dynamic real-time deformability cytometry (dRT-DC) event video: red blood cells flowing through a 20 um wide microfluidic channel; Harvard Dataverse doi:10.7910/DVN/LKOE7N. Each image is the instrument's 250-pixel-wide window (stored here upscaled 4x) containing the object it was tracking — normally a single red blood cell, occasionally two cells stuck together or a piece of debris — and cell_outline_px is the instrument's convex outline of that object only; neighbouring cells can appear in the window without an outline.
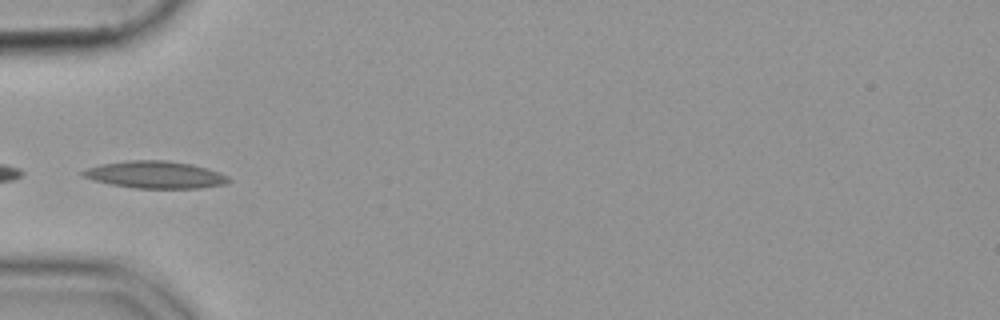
{"species": "common noctule bat (a hibernating species)", "species_latin": "Nyctalus noctula", "temperature_condition": "cold", "stored_images_in_passage": 29, "camera_frame_rate_fps": 3000, "um_per_image_px": 0.085, "animal": {"sex": "female", "body_mass_g": 19.9}, "frame": {"image": 1, "passage_image": 1, "time_ms": 0.0, "image_size_px": [1000, 320], "cell_outline_px": [[232, 180], [224, 184], [200, 188], [136, 188], [112, 184], [92, 180], [84, 176], [80, 172], [88, 168], [100, 164], [128, 160], [168, 160], [192, 164], [208, 168], [220, 172], [228, 176]], "centroid_in_image_um": [13.23, 14.84], "position_along_channel_um": 71.8, "area_um2": 23.12}}
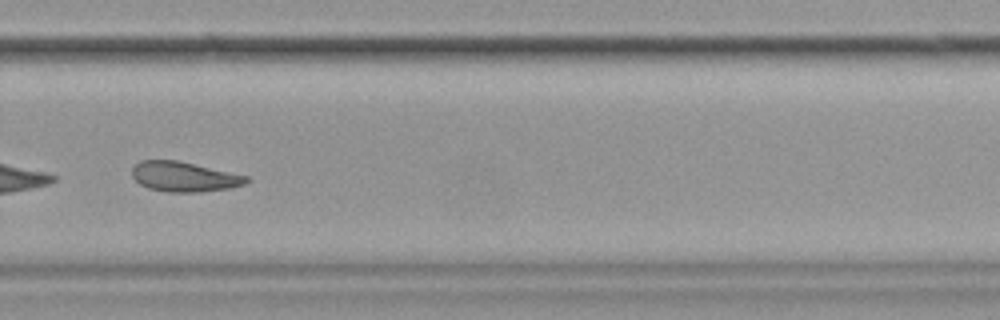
{"frame": {"image": 2, "passage_image": 21, "time_ms": 6.667, "image_size_px": [1000, 320], "cell_outline_px": [[252, 180], [244, 184], [228, 188], [200, 192], [168, 192], [148, 188], [140, 184], [132, 176], [132, 168], [140, 160], [176, 160], [248, 176]], "centroid_in_image_um": [15.64, 15.02], "position_along_channel_um": 314.2, "area_um2": 19.83}}